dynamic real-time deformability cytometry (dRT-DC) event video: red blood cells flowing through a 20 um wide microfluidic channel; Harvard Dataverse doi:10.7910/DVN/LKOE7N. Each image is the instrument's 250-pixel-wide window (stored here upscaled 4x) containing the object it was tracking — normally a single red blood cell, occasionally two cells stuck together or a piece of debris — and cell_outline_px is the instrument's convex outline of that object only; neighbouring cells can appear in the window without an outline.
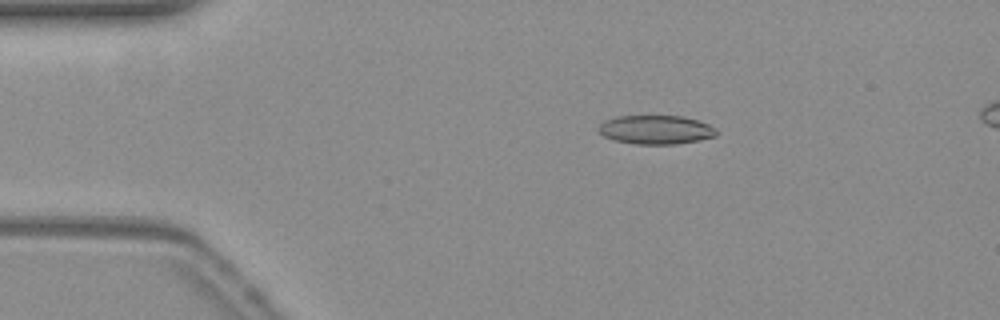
{"species": "common noctule bat (a hibernating species)", "species_latin": "Nyctalus noctula", "temperature_condition": "warm", "stored_images_in_passage": 54, "camera_frame_rate_fps": 3000, "um_per_image_px": 0.085, "animal": {"sex": "female", "body_mass_g": 19.3, "forearm_length_mm": 54.1}, "frame": {"image": 1, "passage_image": 10, "time_ms": 3.0, "image_size_px": [1000, 320], "cell_outline_px": [[716, 136], [676, 144], [636, 144], [616, 140], [604, 136], [600, 132], [600, 124], [604, 120], [616, 116], [680, 116], [696, 120], [708, 124], [716, 128]], "centroid_in_image_um": [55.74, 11.02], "position_along_channel_um": 29.3, "area_um2": 19.54}}
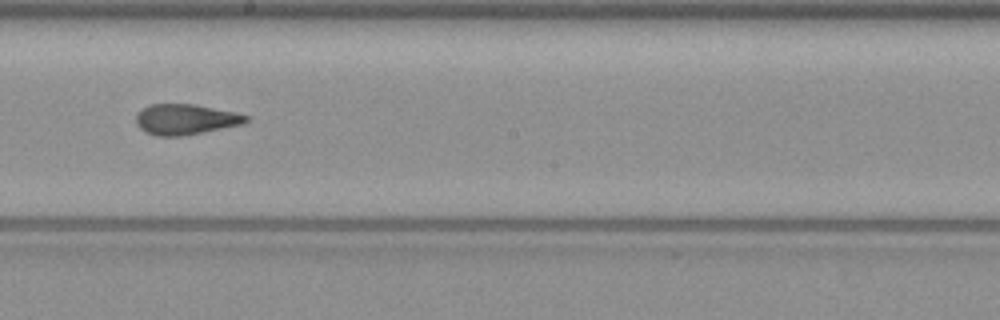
{"frame": {"image": 2, "passage_image": 30, "time_ms": 9.667, "image_size_px": [1000, 320], "cell_outline_px": [[248, 120], [244, 124], [180, 136], [156, 136], [144, 132], [136, 124], [136, 116], [144, 108], [152, 104], [196, 104], [236, 112], [248, 116]], "centroid_in_image_um": [15.78, 10.14], "position_along_channel_um": 232.4, "area_um2": 19.48}}
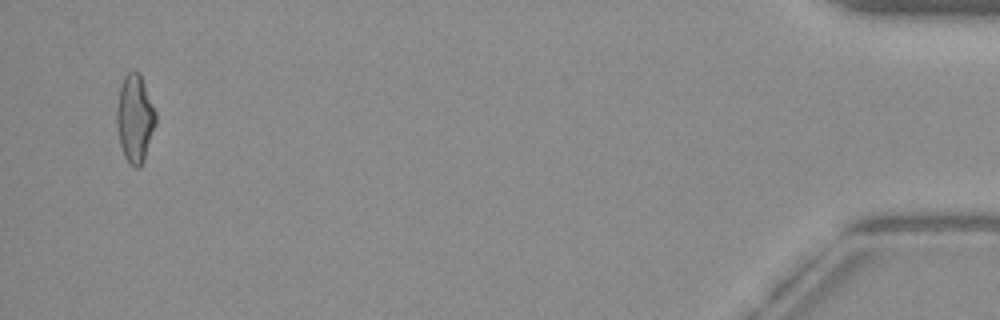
{"frame": {"image": 3, "passage_image": 52, "time_ms": 17.0, "image_size_px": [1000, 320], "cell_outline_px": [[156, 124], [144, 160], [140, 168], [136, 168], [128, 164], [124, 156], [120, 144], [116, 120], [116, 108], [120, 84], [124, 76], [128, 72], [140, 72], [156, 112]], "centroid_in_image_um": [11.46, 10.08], "position_along_channel_um": 423.7, "area_um2": 20.17}, "authors_computed_cell_mechanics": {"area_um2": 19.6231, "velocity_mm_per_s": 3.8458, "shape_relaxation_time_tau1_ms": 7.2733, "shape_relaxation_time_tau2_ms": 2.2172, "deformation_change_tau1": 0.22, "deformation_change_tau2": 0.1042}}